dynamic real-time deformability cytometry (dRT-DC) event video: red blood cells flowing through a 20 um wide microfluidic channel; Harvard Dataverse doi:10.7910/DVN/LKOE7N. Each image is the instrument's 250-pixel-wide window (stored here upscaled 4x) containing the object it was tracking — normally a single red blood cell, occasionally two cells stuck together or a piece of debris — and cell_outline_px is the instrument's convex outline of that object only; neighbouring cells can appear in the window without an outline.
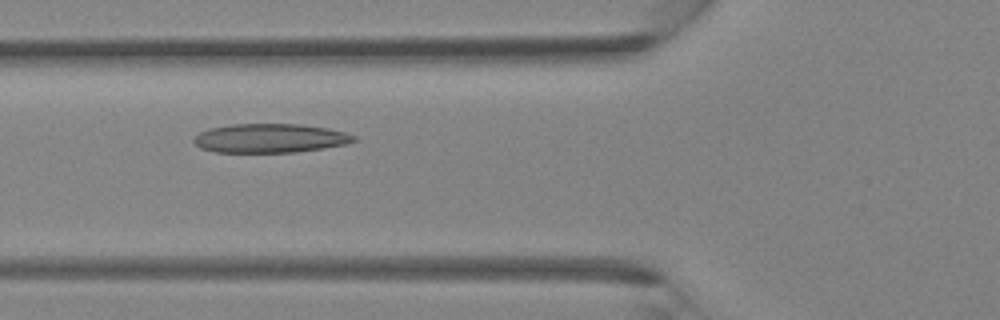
{"species": "Egyptian fruit bat (a non-hibernating species)", "species_latin": "Rousettus aegyptiacus", "temperature_condition": "room temperature", "stored_images_in_passage": 38, "camera_frame_rate_fps": 3000, "um_per_image_px": 0.085, "animal": {"sex": "female"}, "frame": {"image": 1, "passage_image": 13, "time_ms": 4.0, "image_size_px": [1000, 320], "cell_outline_px": [[356, 140], [344, 144], [324, 148], [296, 152], [216, 152], [200, 148], [192, 140], [200, 132], [208, 128], [232, 124], [300, 124], [328, 128], [344, 132], [356, 136]], "centroid_in_image_um": [22.94, 11.74], "position_along_channel_um": 102.9, "area_um2": 26.99}}
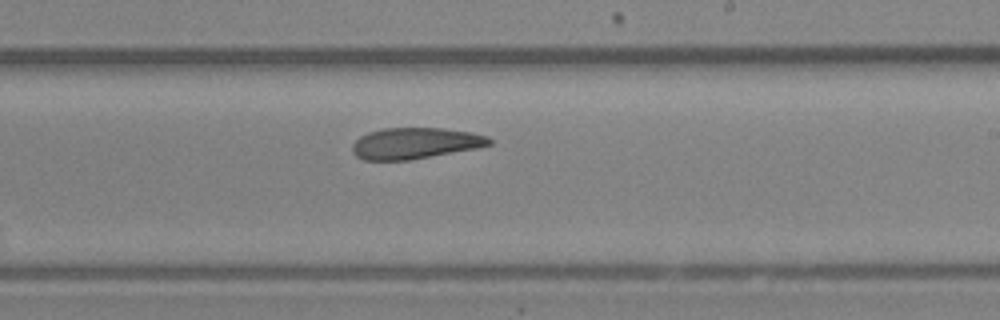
{"frame": {"image": 2, "passage_image": 22, "time_ms": 7.0, "image_size_px": [1000, 320], "cell_outline_px": [[492, 144], [476, 148], [408, 160], [364, 160], [356, 156], [352, 152], [352, 144], [360, 136], [368, 132], [384, 128], [444, 128], [472, 132], [488, 136], [492, 140]], "centroid_in_image_um": [35.28, 12.17], "position_along_channel_um": 253.7, "area_um2": 24.85}}
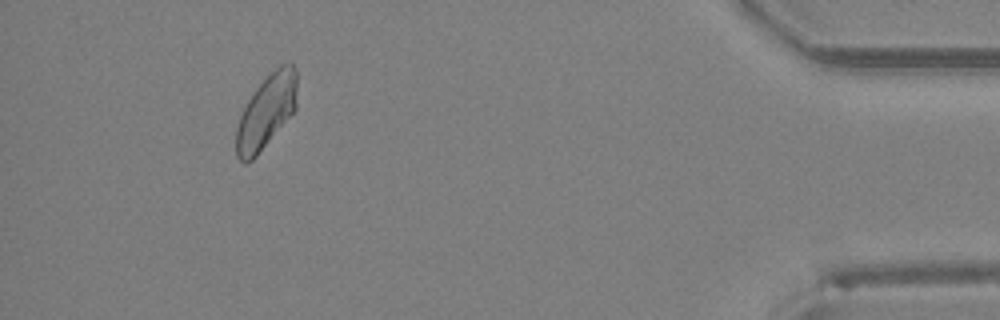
{"frame": {"image": 3, "passage_image": 35, "time_ms": 11.333, "image_size_px": [1000, 320], "cell_outline_px": [[296, 108], [256, 156], [252, 160], [244, 164], [236, 156], [236, 128], [240, 116], [248, 100], [256, 88], [280, 64], [292, 64], [296, 68]], "centroid_in_image_um": [22.62, 9.51], "position_along_channel_um": 412.6, "area_um2": 25.49}}